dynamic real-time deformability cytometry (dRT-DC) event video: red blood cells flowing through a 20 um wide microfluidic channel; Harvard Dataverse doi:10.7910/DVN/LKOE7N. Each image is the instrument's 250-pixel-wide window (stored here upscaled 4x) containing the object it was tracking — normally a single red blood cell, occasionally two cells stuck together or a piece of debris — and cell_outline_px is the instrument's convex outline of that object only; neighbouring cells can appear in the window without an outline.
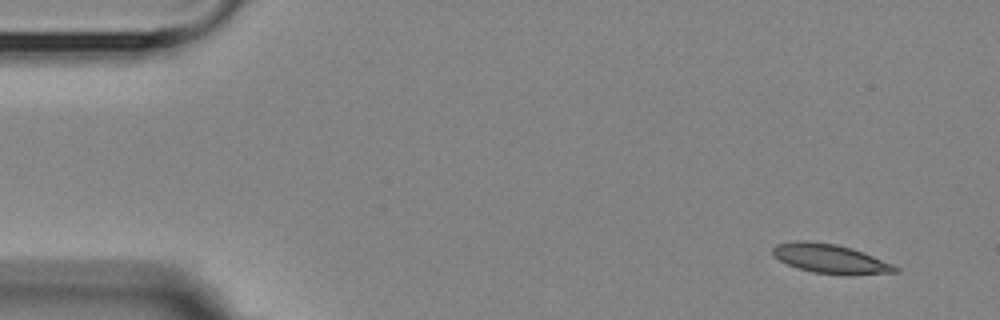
{"species": "Egyptian fruit bat (a non-hibernating species)", "species_latin": "Rousettus aegyptiacus", "temperature_condition": "room temperature", "stored_images_in_passage": 4, "camera_frame_rate_fps": 3000, "um_per_image_px": 0.085, "animal": {"sex": "female"}, "frame": {"image": 1, "passage_image": 1, "time_ms": 0.0, "image_size_px": [1000, 320], "cell_outline_px": [[900, 272], [812, 272], [788, 264], [780, 260], [772, 252], [772, 248], [776, 244], [796, 240], [808, 240], [836, 244], [852, 248], [892, 264], [900, 268]], "centroid_in_image_um": [70.48, 21.92], "position_along_channel_um": 14.5, "area_um2": 19.71}}
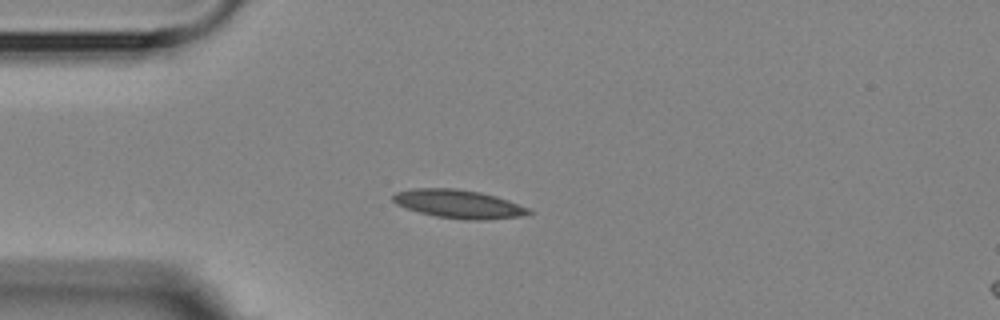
{"frame": {"image": 2, "passage_image": 4, "time_ms": 3.333, "image_size_px": [1000, 320], "cell_outline_px": [[532, 212], [520, 216], [484, 220], [464, 220], [436, 216], [420, 212], [396, 204], [392, 200], [392, 196], [396, 192], [416, 188], [456, 188], [480, 192], [496, 196], [508, 200], [528, 208]], "centroid_in_image_um": [38.97, 17.33], "position_along_channel_um": 46.0, "area_um2": 22.31}}